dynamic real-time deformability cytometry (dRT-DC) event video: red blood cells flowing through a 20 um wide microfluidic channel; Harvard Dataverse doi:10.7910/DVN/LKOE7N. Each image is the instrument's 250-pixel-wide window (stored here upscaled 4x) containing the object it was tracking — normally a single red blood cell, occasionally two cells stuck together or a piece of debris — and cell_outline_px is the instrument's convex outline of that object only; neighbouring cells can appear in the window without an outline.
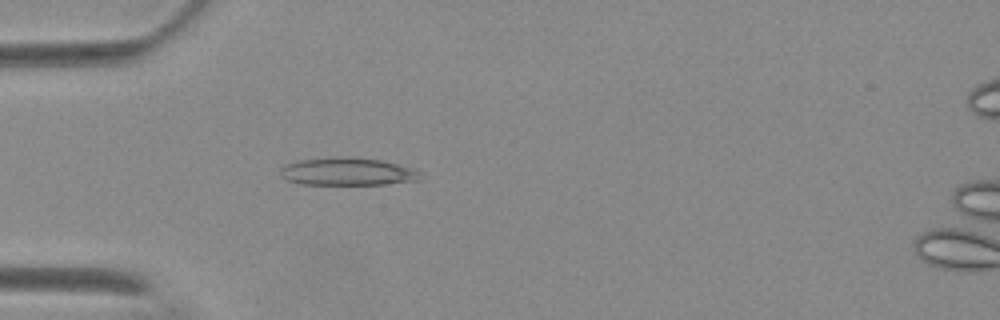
{"species": "Egyptian fruit bat (a non-hibernating species)", "species_latin": "Rousettus aegyptiacus", "temperature_condition": "warm", "stored_images_in_passage": 5, "camera_frame_rate_fps": 3000, "um_per_image_px": 0.085, "animal": {"sex": "female"}, "frame": {"image": 1, "passage_image": 4, "time_ms": 3.667, "image_size_px": [1000, 320], "cell_outline_px": [[420, 180], [384, 184], [300, 184], [288, 180], [280, 176], [280, 168], [284, 164], [300, 160], [340, 156], [380, 160], [416, 168], [420, 172]], "centroid_in_image_um": [29.53, 14.58], "position_along_channel_um": 55.5, "area_um2": 22.66}}